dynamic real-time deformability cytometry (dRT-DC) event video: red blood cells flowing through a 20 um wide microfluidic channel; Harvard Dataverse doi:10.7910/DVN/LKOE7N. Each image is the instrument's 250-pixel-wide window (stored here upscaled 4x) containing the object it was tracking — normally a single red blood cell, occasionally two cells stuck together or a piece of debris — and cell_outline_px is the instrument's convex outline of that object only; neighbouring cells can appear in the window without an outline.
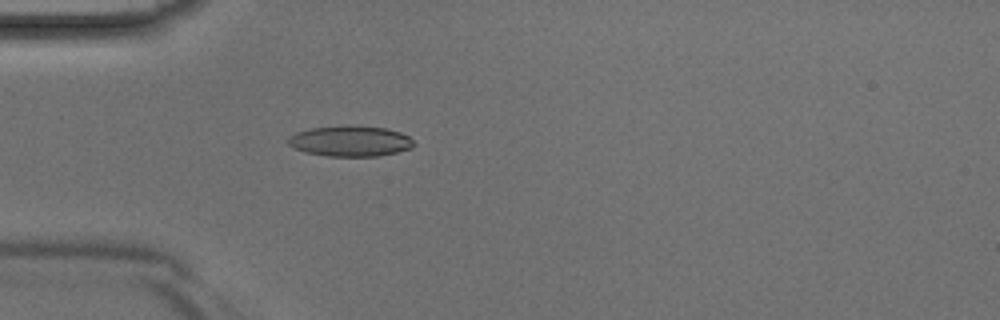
{"species": "Egyptian fruit bat (a non-hibernating species)", "species_latin": "Rousettus aegyptiacus", "temperature_condition": "room temperature", "stored_images_in_passage": 29, "camera_frame_rate_fps": 3000, "um_per_image_px": 0.085, "animal": {"sex": "male"}, "frame": {"image": 1, "passage_image": 2, "time_ms": 0.333, "image_size_px": [1000, 320], "cell_outline_px": [[416, 144], [412, 148], [396, 152], [376, 156], [328, 156], [304, 152], [288, 144], [288, 136], [296, 132], [312, 128], [348, 124], [388, 128], [400, 132], [408, 136]], "centroid_in_image_um": [29.78, 11.97], "position_along_channel_um": 55.2, "area_um2": 22.66}}
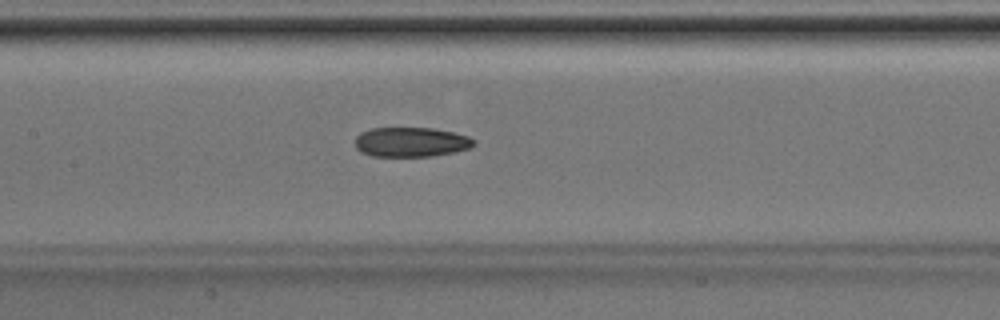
{"frame": {"image": 2, "passage_image": 10, "time_ms": 3.0, "image_size_px": [1000, 320], "cell_outline_px": [[476, 144], [472, 148], [432, 156], [372, 156], [360, 152], [356, 148], [356, 136], [360, 132], [372, 128], [432, 128], [452, 132], [468, 136], [476, 140]], "centroid_in_image_um": [34.95, 12.07], "position_along_channel_um": 172.5, "area_um2": 20.58}}
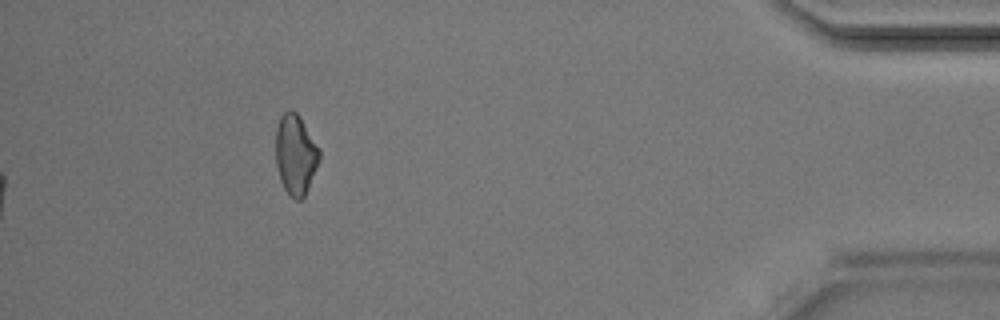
{"frame": {"image": 3, "passage_image": 29, "time_ms": 9.333, "image_size_px": [1000, 320], "cell_outline_px": [[320, 160], [304, 196], [300, 200], [296, 200], [284, 188], [280, 180], [276, 164], [276, 128], [280, 116], [288, 108], [296, 112], [320, 148]], "centroid_in_image_um": [25.12, 13.11], "position_along_channel_um": 410.1, "area_um2": 20.29}}